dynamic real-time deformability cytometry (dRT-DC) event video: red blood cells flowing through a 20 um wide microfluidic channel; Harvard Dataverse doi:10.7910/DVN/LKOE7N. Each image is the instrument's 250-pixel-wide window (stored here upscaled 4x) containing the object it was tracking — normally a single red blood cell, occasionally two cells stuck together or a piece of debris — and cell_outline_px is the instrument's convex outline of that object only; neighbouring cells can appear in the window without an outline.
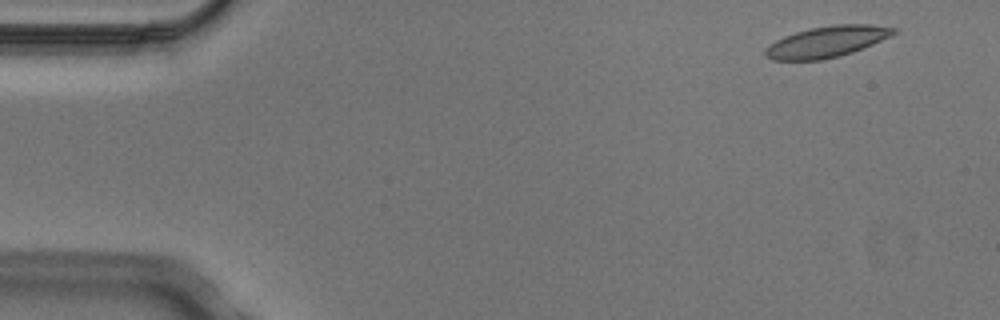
{"species": "Egyptian fruit bat (a non-hibernating species)", "species_latin": "Rousettus aegyptiacus", "temperature_condition": "cold", "stored_images_in_passage": 5, "segment_of_instrument_passage": [1, 2], "camera_frame_rate_fps": 3000, "um_per_image_px": 0.085, "animal": {"sex": "male"}, "frame": {"image": 1, "passage_image": 1, "time_ms": 0.0, "image_size_px": [1000, 320], "cell_outline_px": [[900, 28], [896, 32], [872, 44], [852, 52], [840, 56], [820, 60], [772, 60], [764, 52], [764, 48], [776, 40], [784, 36], [796, 32], [812, 28], [832, 24], [868, 24]], "centroid_in_image_um": [70.27, 3.54], "position_along_channel_um": 14.7, "area_um2": 23.06}}